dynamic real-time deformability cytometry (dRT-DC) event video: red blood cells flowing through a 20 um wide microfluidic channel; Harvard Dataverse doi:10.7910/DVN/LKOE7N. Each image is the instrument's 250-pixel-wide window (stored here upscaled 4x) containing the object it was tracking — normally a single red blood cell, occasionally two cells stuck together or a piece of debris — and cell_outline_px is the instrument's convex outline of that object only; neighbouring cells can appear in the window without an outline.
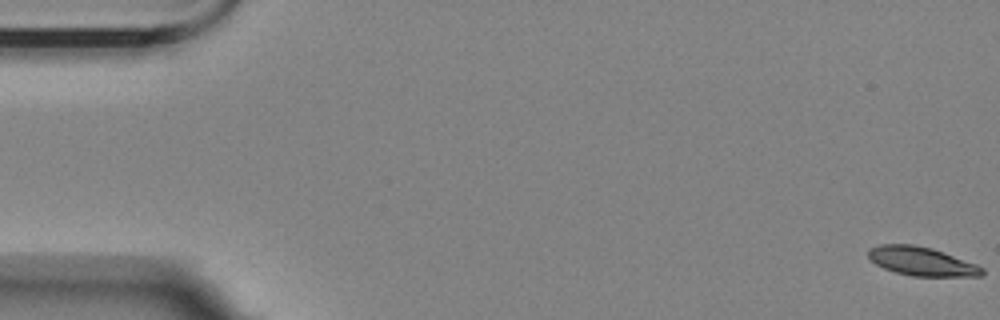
{"species": "Egyptian fruit bat (a non-hibernating species)", "species_latin": "Rousettus aegyptiacus", "temperature_condition": "room temperature", "stored_images_in_passage": 16, "camera_frame_rate_fps": 3000, "um_per_image_px": 0.085, "animal": {"sex": "female"}, "frame": {"image": 1, "passage_image": 1, "time_ms": 0.0, "image_size_px": [1000, 320], "cell_outline_px": [[984, 276], [912, 276], [896, 272], [884, 268], [876, 264], [868, 256], [868, 248], [880, 244], [912, 244], [932, 248], [944, 252], [976, 264], [984, 268]], "centroid_in_image_um": [78.35, 22.21], "position_along_channel_um": 6.7, "area_um2": 19.07}}
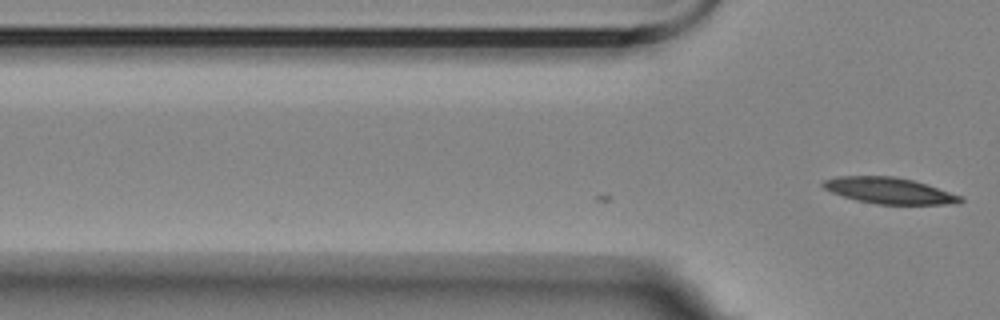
{"frame": {"image": 2, "passage_image": 16, "time_ms": 5.0, "image_size_px": [1000, 320], "cell_outline_px": [[964, 200], [960, 204], [876, 204], [856, 200], [832, 192], [824, 188], [820, 184], [824, 180], [840, 176], [896, 176], [912, 180], [964, 196]], "centroid_in_image_um": [75.62, 16.21], "position_along_channel_um": 50.2, "area_um2": 20.92}}